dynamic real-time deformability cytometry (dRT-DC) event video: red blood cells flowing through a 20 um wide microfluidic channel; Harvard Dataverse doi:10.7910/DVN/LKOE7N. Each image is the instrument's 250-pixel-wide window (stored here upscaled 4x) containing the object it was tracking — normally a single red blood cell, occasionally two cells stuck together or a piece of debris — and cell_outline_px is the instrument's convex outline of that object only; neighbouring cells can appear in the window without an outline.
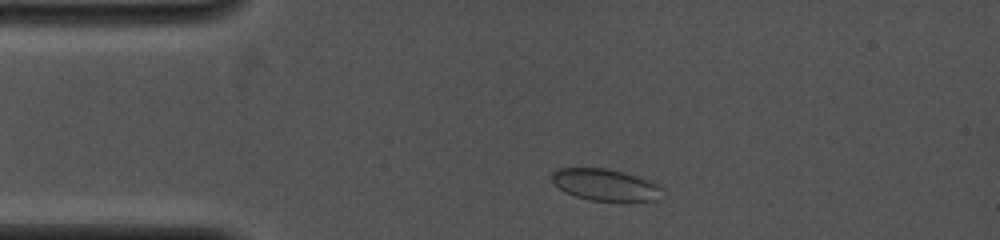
{"species": "common noctule bat (a hibernating species)", "species_latin": "Nyctalus noctula", "temperature_condition": "cold", "stored_images_in_passage": 58, "camera_frame_rate_fps": 4000, "um_per_image_px": 0.085, "animal": {"sex": "female", "body_mass_g": 19.0, "forearm_length_mm": 53.3}, "frame": {"image": 1, "passage_image": 3, "time_ms": 0.5, "image_size_px": [1000, 240], "cell_outline_px": [[660, 188], [656, 200], [620, 204], [588, 200], [564, 192], [552, 180], [552, 172], [560, 168], [604, 168], [652, 180], [660, 184]], "centroid_in_image_um": [51.48, 15.76], "position_along_channel_um": 33.5, "area_um2": 20.87}}
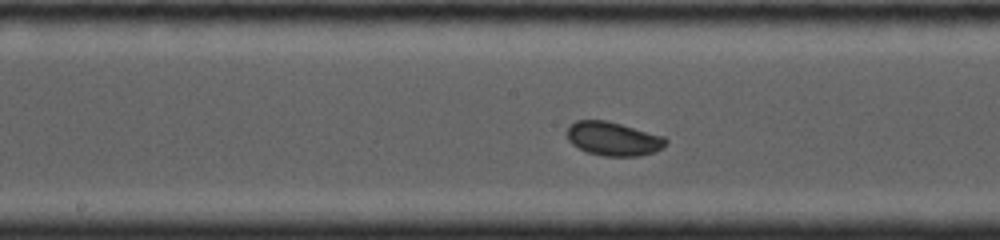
{"frame": {"image": 2, "passage_image": 21, "time_ms": 5.25, "image_size_px": [1000, 240], "cell_outline_px": [[668, 144], [664, 148], [656, 152], [640, 156], [604, 156], [588, 152], [572, 144], [568, 140], [568, 124], [576, 120], [604, 120], [620, 124], [664, 136], [668, 140]], "centroid_in_image_um": [52.17, 11.8], "position_along_channel_um": 196.0, "area_um2": 19.54}}
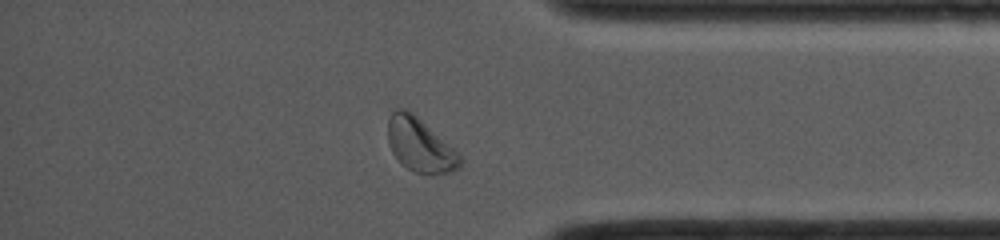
{"frame": {"image": 3, "passage_image": 51, "time_ms": 10.25, "image_size_px": [1000, 240], "cell_outline_px": [[464, 160], [460, 168], [452, 172], [432, 176], [428, 176], [416, 172], [400, 164], [392, 152], [388, 144], [388, 120], [392, 112], [396, 108], [404, 108], [412, 112], [452, 148]], "centroid_in_image_um": [35.69, 12.38], "position_along_channel_um": 399.5, "area_um2": 22.66}}